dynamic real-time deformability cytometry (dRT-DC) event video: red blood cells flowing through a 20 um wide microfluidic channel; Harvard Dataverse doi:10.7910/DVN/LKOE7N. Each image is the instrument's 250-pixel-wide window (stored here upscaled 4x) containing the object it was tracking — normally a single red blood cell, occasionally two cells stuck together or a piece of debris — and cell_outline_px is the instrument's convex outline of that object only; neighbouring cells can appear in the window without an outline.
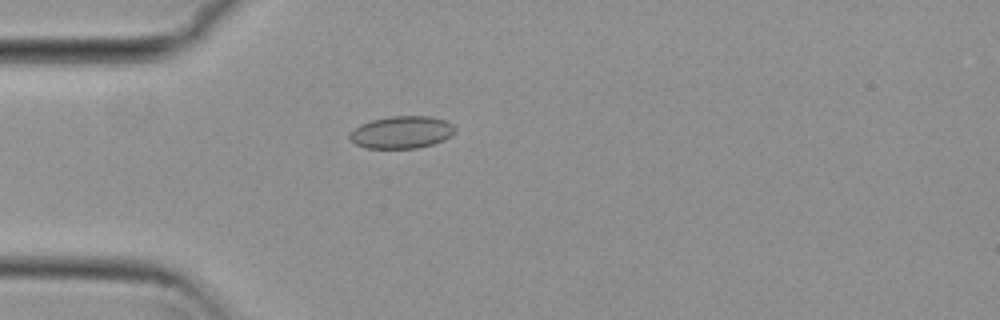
{"species": "common noctule bat (a hibernating species)", "species_latin": "Nyctalus noctula", "temperature_condition": "cold", "stored_images_in_passage": 30, "camera_frame_rate_fps": 3000, "um_per_image_px": 0.085, "animal": {"sex": "female", "body_mass_g": 29.2, "forearm_length_mm": 56.3}, "frame": {"image": 1, "passage_image": 2, "time_ms": 0.333, "image_size_px": [1000, 320], "cell_outline_px": [[456, 132], [444, 140], [432, 144], [416, 148], [364, 148], [348, 140], [348, 132], [360, 124], [372, 120], [392, 116], [432, 116], [444, 120], [452, 124], [456, 128]], "centroid_in_image_um": [34.11, 11.24], "position_along_channel_um": 50.9, "area_um2": 20.06}}
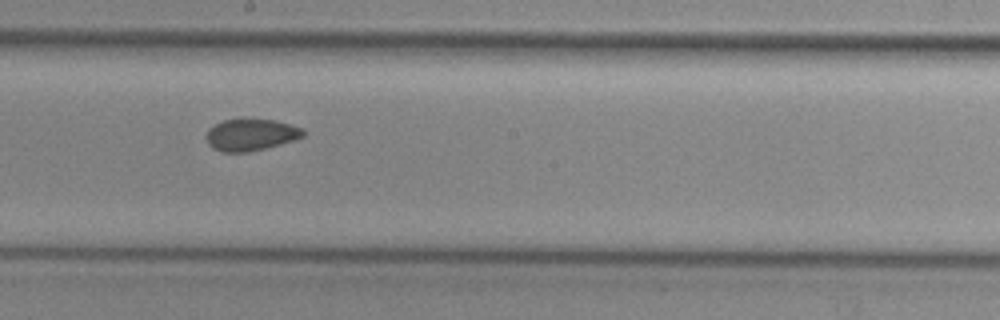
{"frame": {"image": 2, "passage_image": 17, "time_ms": 5.333, "image_size_px": [1000, 320], "cell_outline_px": [[304, 136], [296, 140], [248, 152], [220, 152], [212, 148], [208, 144], [204, 136], [208, 128], [224, 120], [240, 116], [244, 116], [276, 120], [304, 128]], "centroid_in_image_um": [21.29, 11.41], "position_along_channel_um": 226.9, "area_um2": 18.79}}
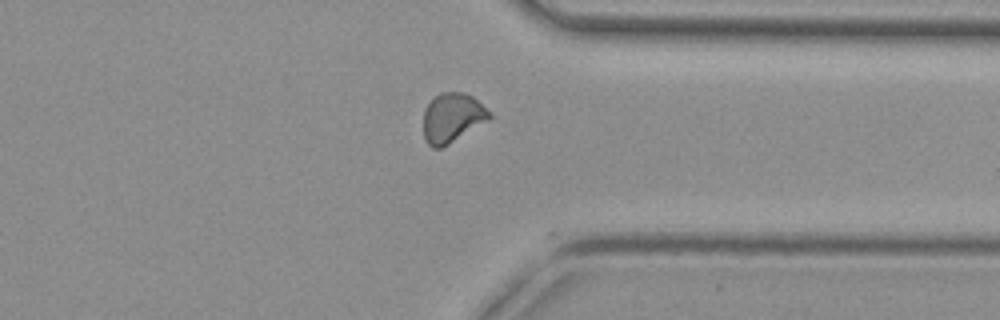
{"frame": {"image": 3, "passage_image": 29, "time_ms": 9.333, "image_size_px": [1000, 320], "cell_outline_px": [[492, 116], [488, 120], [448, 144], [440, 148], [432, 148], [428, 144], [424, 136], [424, 112], [428, 104], [440, 92], [464, 92], [472, 96], [492, 112]], "centroid_in_image_um": [38.46, 9.99], "position_along_channel_um": 372.9, "area_um2": 18.79}, "authors_computed_cell_mechanics": {"area_um2": 18.5827, "velocity_mm_per_s": 3.7288, "shape_relaxation_time_tau1_ms": null, "shape_relaxation_time_tau2_ms": 3.5278, "deformation_change_tau1": null, "deformation_change_tau2": 0.0469}}